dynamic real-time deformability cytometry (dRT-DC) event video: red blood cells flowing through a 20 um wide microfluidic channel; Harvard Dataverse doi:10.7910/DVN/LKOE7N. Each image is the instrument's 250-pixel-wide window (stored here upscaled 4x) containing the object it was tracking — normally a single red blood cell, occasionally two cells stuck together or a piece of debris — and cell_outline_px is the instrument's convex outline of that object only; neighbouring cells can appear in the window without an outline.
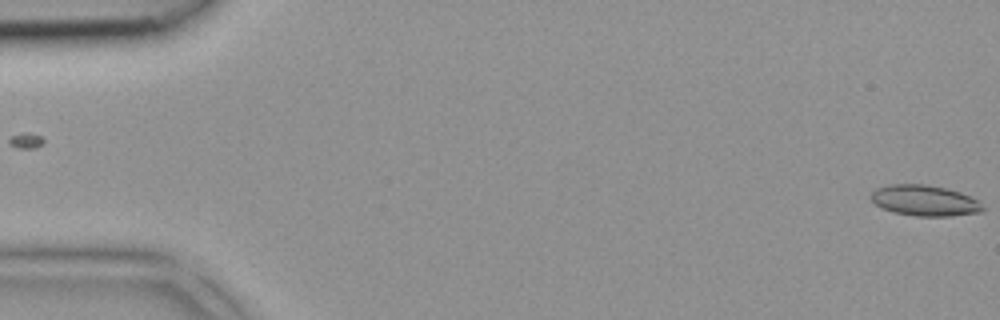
{"species": "common noctule bat (a hibernating species)", "species_latin": "Nyctalus noctula", "temperature_condition": "room temperature", "stored_images_in_passage": 2, "camera_frame_rate_fps": 3000, "um_per_image_px": 0.085, "animal": {"sex": "female", "body_mass_g": 18.4}, "frame": {"image": 1, "passage_image": 2, "time_ms": 0.333, "image_size_px": [1000, 320], "cell_outline_px": [[984, 212], [952, 216], [916, 216], [892, 212], [876, 204], [868, 196], [876, 188], [888, 184], [924, 184], [944, 188], [960, 192], [980, 200], [984, 208]], "centroid_in_image_um": [78.62, 17.05], "position_along_channel_um": 6.4, "area_um2": 20.23}}